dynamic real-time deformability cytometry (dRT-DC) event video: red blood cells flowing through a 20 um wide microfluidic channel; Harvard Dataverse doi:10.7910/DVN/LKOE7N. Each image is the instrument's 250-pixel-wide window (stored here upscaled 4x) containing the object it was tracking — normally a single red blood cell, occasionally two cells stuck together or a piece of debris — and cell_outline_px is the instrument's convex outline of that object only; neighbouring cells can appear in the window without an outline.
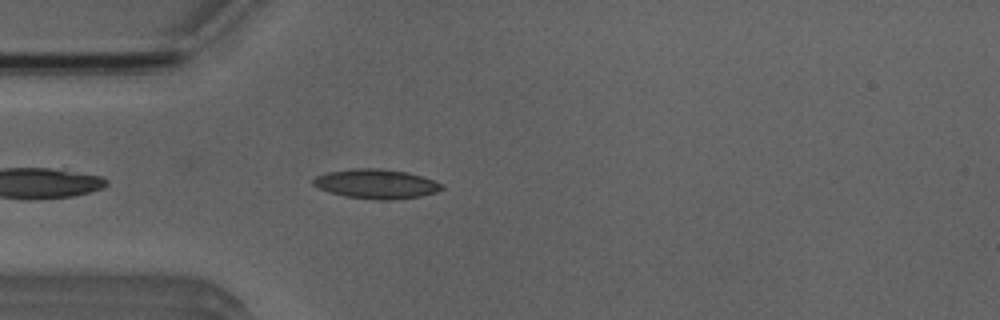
{"species": "Egyptian fruit bat (a non-hibernating species)", "species_latin": "Rousettus aegyptiacus", "temperature_condition": "room temperature", "stored_images_in_passage": 4, "camera_frame_rate_fps": 3000, "um_per_image_px": 0.085, "animal": {"sex": "male"}, "frame": {"image": 1, "passage_image": 4, "time_ms": 3.333, "image_size_px": [1000, 320], "cell_outline_px": [[444, 188], [436, 192], [420, 196], [392, 200], [376, 200], [344, 196], [328, 192], [316, 188], [312, 184], [312, 180], [316, 176], [328, 172], [352, 168], [380, 168], [408, 172], [444, 184]], "centroid_in_image_um": [31.94, 15.63], "position_along_channel_um": 53.1, "area_um2": 22.25}}